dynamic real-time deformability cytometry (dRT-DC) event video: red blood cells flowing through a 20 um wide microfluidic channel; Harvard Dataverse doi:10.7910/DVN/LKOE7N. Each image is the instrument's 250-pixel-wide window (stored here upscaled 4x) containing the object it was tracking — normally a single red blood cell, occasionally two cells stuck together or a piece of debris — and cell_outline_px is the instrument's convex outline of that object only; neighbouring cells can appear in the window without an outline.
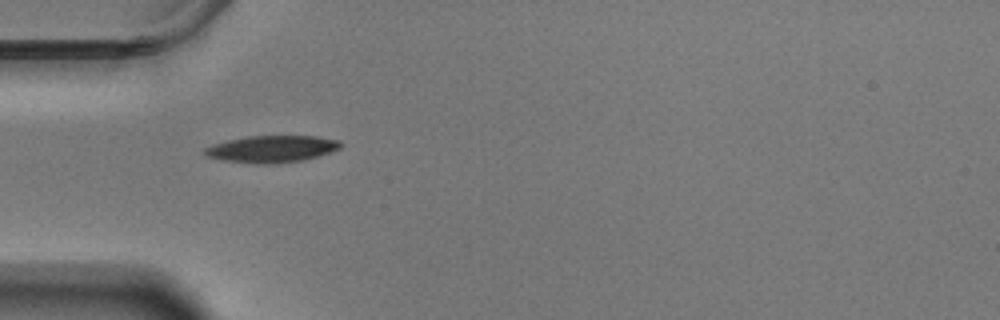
{"species": "Egyptian fruit bat (a non-hibernating species)", "species_latin": "Rousettus aegyptiacus", "temperature_condition": "warm", "stored_images_in_passage": 41, "camera_frame_rate_fps": 3000, "um_per_image_px": 0.085, "animal": {"sex": "male"}, "frame": {"image": 1, "passage_image": 1, "time_ms": 0.0, "image_size_px": [1000, 320], "cell_outline_px": [[344, 144], [340, 148], [332, 152], [304, 160], [272, 164], [260, 164], [224, 160], [204, 156], [204, 148], [212, 144], [228, 140], [248, 136], [316, 136], [340, 140]], "centroid_in_image_um": [23.13, 12.66], "position_along_channel_um": 61.9, "area_um2": 21.44}}
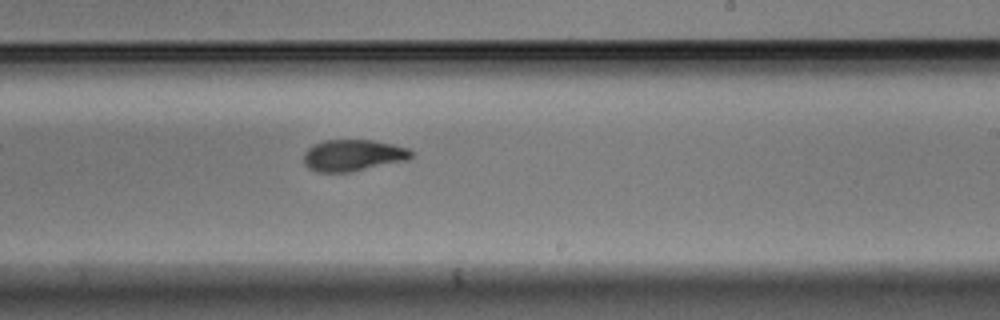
{"frame": {"image": 2, "passage_image": 18, "time_ms": 5.667, "image_size_px": [1000, 320], "cell_outline_px": [[416, 152], [408, 160], [352, 172], [316, 172], [308, 168], [304, 164], [304, 152], [312, 144], [324, 140], [372, 140], [392, 144], [408, 148]], "centroid_in_image_um": [30.01, 13.21], "position_along_channel_um": 259.0, "area_um2": 20.06}}
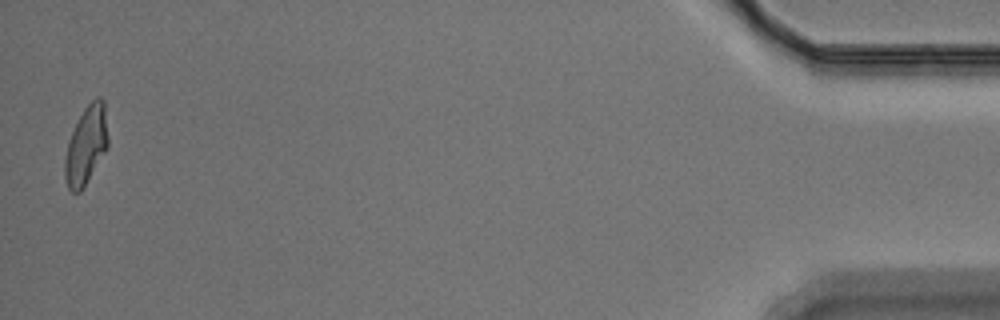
{"frame": {"image": 3, "passage_image": 40, "time_ms": 13.0, "image_size_px": [1000, 320], "cell_outline_px": [[108, 148], [80, 192], [72, 192], [68, 188], [64, 176], [64, 160], [68, 144], [72, 132], [84, 108], [96, 96], [100, 96], [104, 100], [108, 140]], "centroid_in_image_um": [7.33, 12.34], "position_along_channel_um": 427.9, "area_um2": 19.54}, "authors_computed_cell_mechanics": {"area_um2": 20.1722, "velocity_mm_per_s": 3.5109, "shape_relaxation_time_tau1_ms": 4.8632, "shape_relaxation_time_tau2_ms": 3.2552, "deformation_change_tau1": 0.1551, "deformation_change_tau2": 0.091}}